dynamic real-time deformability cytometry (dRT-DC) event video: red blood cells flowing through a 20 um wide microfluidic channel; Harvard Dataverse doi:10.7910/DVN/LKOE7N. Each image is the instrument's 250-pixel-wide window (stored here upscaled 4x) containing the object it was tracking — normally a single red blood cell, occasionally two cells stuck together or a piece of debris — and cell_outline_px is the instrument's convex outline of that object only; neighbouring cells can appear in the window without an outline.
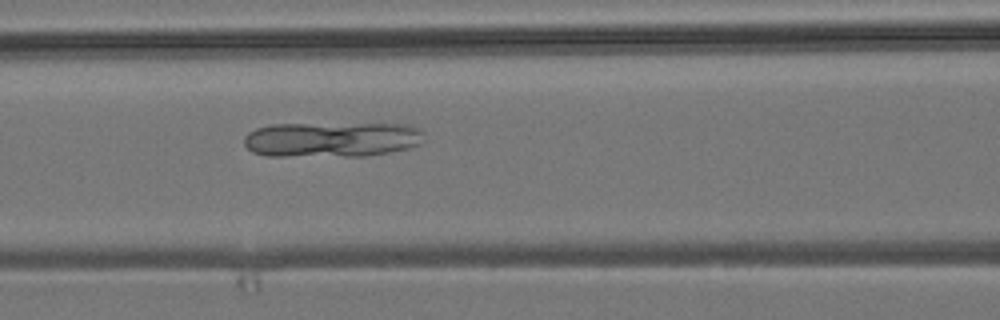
{"species": "common noctule bat (a hibernating species)", "species_latin": "Nyctalus noctula", "temperature_condition": "room temperature", "stored_images_in_passage": 6, "camera_frame_rate_fps": 3000, "um_per_image_px": 0.085, "animal": {"sex": "male", "body_mass_g": 19.2, "forearm_length_mm": 51.8}, "frame": {"image": 1, "passage_image": 6, "time_ms": 6.0, "image_size_px": [1000, 320], "cell_outline_px": [[424, 132], [420, 144], [408, 148], [388, 152], [364, 156], [264, 156], [252, 152], [244, 144], [244, 136], [248, 132], [256, 128], [272, 124], [412, 124], [420, 128]], "centroid_in_image_um": [28.19, 11.85], "position_along_channel_um": 138.4, "area_um2": 37.22}}